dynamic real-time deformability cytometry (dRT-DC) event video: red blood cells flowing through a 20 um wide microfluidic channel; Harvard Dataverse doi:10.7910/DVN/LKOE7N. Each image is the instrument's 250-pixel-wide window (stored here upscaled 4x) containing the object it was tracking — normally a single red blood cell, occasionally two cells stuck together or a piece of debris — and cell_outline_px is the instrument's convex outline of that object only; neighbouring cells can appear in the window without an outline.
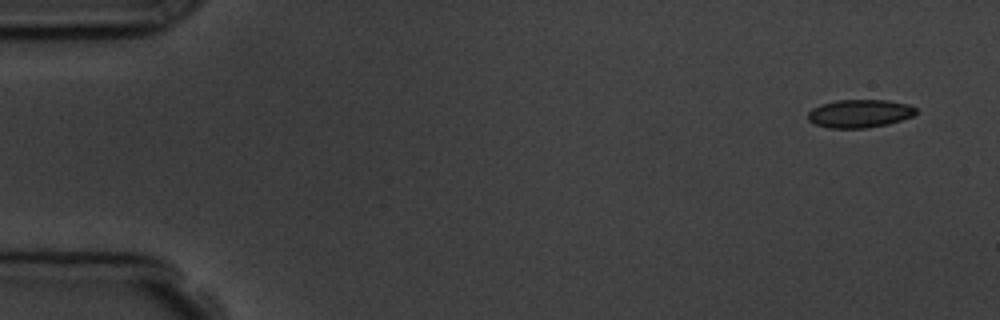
{"species": "common noctule bat (a hibernating species)", "species_latin": "Nyctalus noctula", "temperature_condition": "room temperature", "stored_images_in_passage": 5, "camera_frame_rate_fps": 3000, "um_per_image_px": 0.085, "animal": {"sex": "male", "body_mass_g": 19.5, "forearm_length_mm": 54.6}, "frame": {"image": 1, "passage_image": 1, "time_ms": 0.0, "image_size_px": [1000, 320], "cell_outline_px": [[916, 112], [912, 116], [888, 124], [868, 128], [828, 128], [816, 124], [808, 120], [808, 112], [812, 108], [820, 104], [836, 100], [888, 100], [908, 104], [916, 108]], "centroid_in_image_um": [73.05, 9.65], "position_along_channel_um": 12.0, "area_um2": 17.74}}
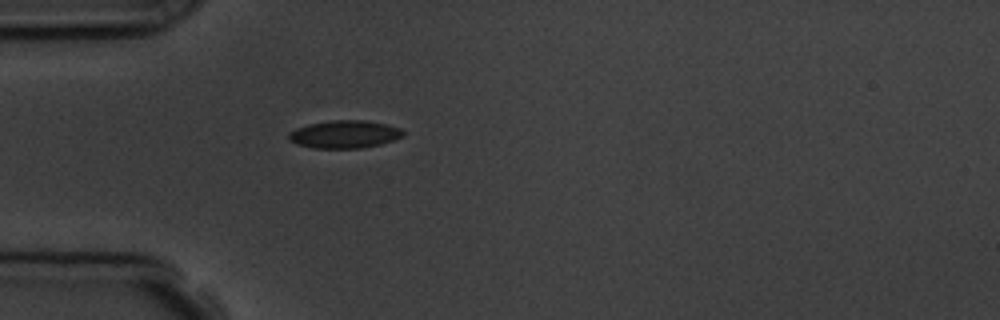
{"frame": {"image": 2, "passage_image": 5, "time_ms": 4.333, "image_size_px": [1000, 320], "cell_outline_px": [[404, 132], [400, 136], [392, 140], [380, 144], [360, 148], [312, 148], [296, 144], [288, 140], [288, 132], [296, 128], [308, 124], [332, 120], [364, 120], [388, 124], [400, 128]], "centroid_in_image_um": [29.23, 11.41], "position_along_channel_um": 55.8, "area_um2": 18.5}}